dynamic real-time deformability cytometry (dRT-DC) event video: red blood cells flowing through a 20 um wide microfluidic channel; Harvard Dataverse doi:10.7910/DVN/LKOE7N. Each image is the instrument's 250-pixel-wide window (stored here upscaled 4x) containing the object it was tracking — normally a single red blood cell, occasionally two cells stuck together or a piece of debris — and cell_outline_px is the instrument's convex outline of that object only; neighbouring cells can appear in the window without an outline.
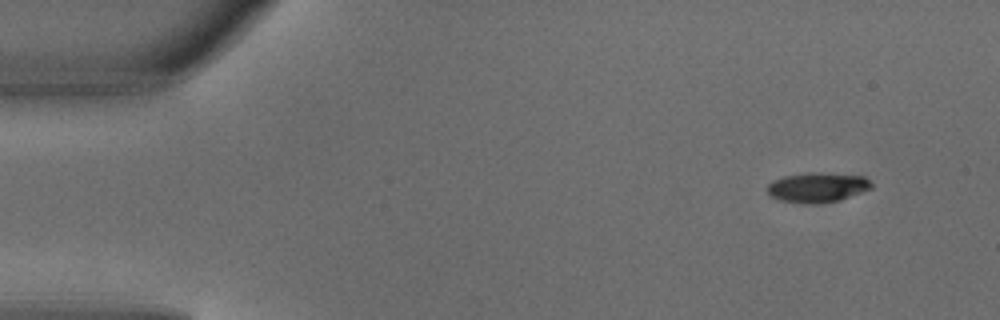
{"species": "common noctule bat (a hibernating species)", "species_latin": "Nyctalus noctula", "temperature_condition": "warm", "stored_images_in_passage": 4, "camera_frame_rate_fps": 3000, "um_per_image_px": 0.085, "animal": {"sex": "male", "body_mass_g": 18.8}, "frame": {"image": 1, "passage_image": 1, "time_ms": 0.0, "image_size_px": [1000, 320], "cell_outline_px": [[872, 188], [840, 200], [820, 204], [804, 204], [780, 200], [772, 196], [768, 192], [768, 184], [772, 180], [784, 176], [808, 172], [820, 172], [864, 176], [872, 184]], "centroid_in_image_um": [69.47, 15.93], "position_along_channel_um": 15.5, "area_um2": 18.21}}